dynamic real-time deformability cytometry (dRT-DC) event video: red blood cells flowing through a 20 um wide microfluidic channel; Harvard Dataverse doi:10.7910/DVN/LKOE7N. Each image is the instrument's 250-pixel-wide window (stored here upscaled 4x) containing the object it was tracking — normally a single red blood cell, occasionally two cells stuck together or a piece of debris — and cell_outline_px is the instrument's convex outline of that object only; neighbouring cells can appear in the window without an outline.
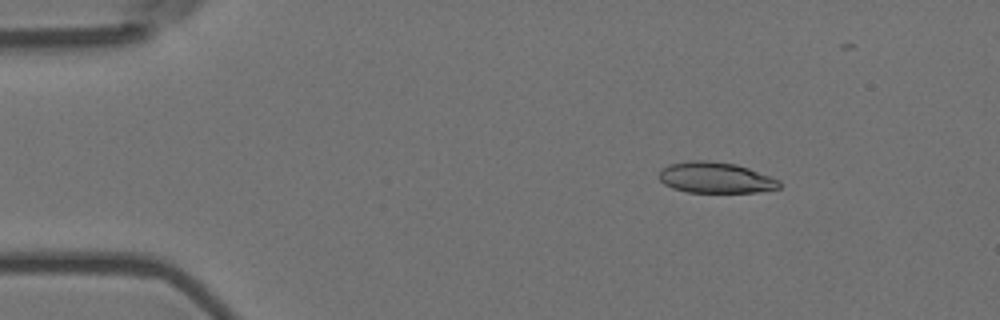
{"species": "Egyptian fruit bat (a non-hibernating species)", "species_latin": "Rousettus aegyptiacus", "temperature_condition": "room temperature", "stored_images_in_passage": 11, "camera_frame_rate_fps": 3000, "um_per_image_px": 0.085, "animal": {"sex": "female"}, "frame": {"image": 1, "passage_image": 3, "time_ms": 0.667, "image_size_px": [1000, 320], "cell_outline_px": [[780, 188], [756, 192], [688, 192], [672, 188], [664, 184], [660, 180], [660, 168], [668, 164], [692, 160], [708, 160], [736, 164], [748, 168], [780, 180]], "centroid_in_image_um": [60.8, 15.09], "position_along_channel_um": 24.2, "area_um2": 21.68}}
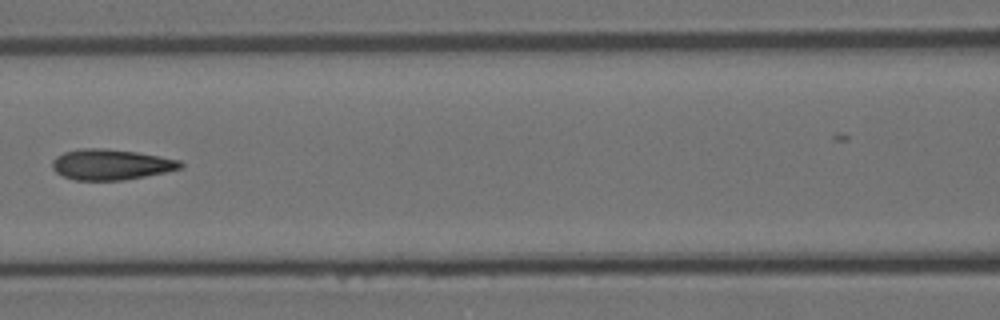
{"frame": {"image": 2, "passage_image": 7, "time_ms": 2.0, "image_size_px": [1000, 320], "cell_outline_px": [[184, 168], [124, 180], [76, 180], [64, 176], [56, 172], [52, 168], [52, 160], [56, 156], [64, 152], [84, 148], [100, 148], [136, 152], [160, 156], [180, 160], [184, 164]], "centroid_in_image_um": [9.44, 13.98], "position_along_channel_um": 157.2, "area_um2": 22.77}}
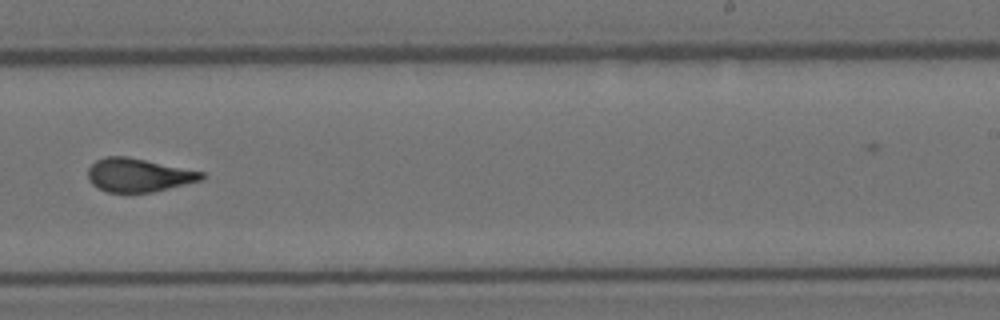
{"frame": {"image": 3, "passage_image": 10, "time_ms": 3.0, "image_size_px": [1000, 320], "cell_outline_px": [[204, 180], [152, 192], [108, 192], [92, 184], [88, 180], [88, 168], [96, 160], [104, 156], [128, 156], [204, 172]], "centroid_in_image_um": [11.78, 14.87], "position_along_channel_um": 277.2, "area_um2": 22.2}}